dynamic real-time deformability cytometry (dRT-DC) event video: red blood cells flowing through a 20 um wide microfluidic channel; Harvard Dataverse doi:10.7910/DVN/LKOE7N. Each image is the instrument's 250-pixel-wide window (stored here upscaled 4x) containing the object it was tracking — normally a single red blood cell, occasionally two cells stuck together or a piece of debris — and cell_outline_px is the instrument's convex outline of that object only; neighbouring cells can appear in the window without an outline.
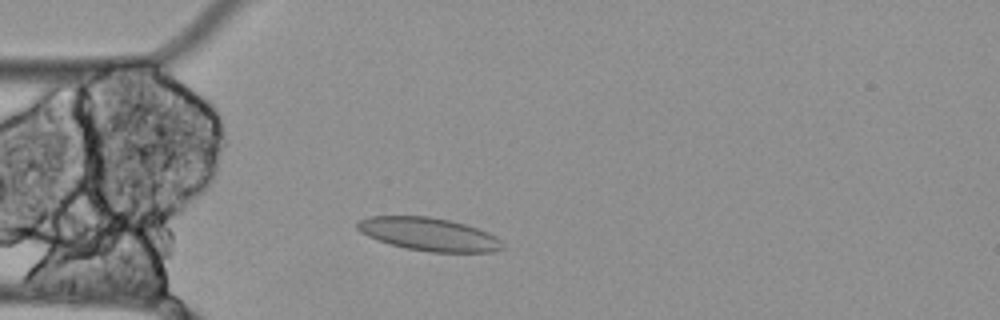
{"species": "Egyptian fruit bat (a non-hibernating species)", "species_latin": "Rousettus aegyptiacus", "temperature_condition": "cold", "stored_images_in_passage": 50, "camera_frame_rate_fps": 3000, "um_per_image_px": 0.085, "animal": {"sex": "female"}, "frame": {"image": 1, "passage_image": 7, "time_ms": 2.0, "image_size_px": [1000, 320], "cell_outline_px": [[504, 248], [492, 252], [428, 252], [408, 248], [392, 244], [368, 236], [360, 232], [356, 228], [356, 224], [360, 220], [372, 216], [428, 216], [448, 220], [464, 224], [488, 232], [496, 236], [504, 244]], "centroid_in_image_um": [36.48, 19.91], "position_along_channel_um": 48.5, "area_um2": 27.74}}
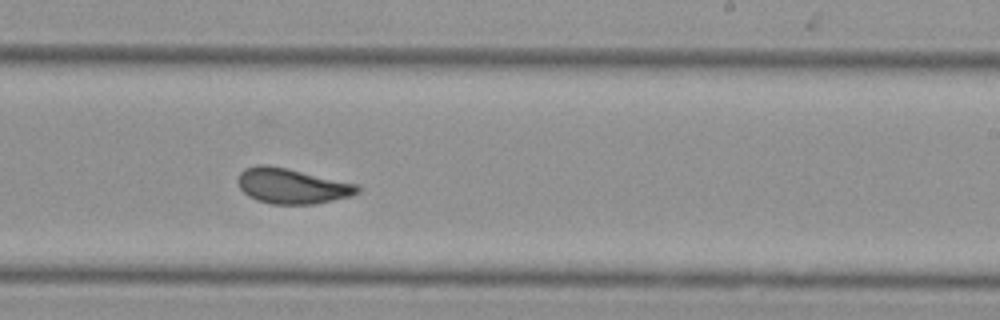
{"frame": {"image": 2, "passage_image": 26, "time_ms": 8.333, "image_size_px": [1000, 320], "cell_outline_px": [[360, 192], [352, 196], [316, 204], [272, 204], [256, 200], [248, 196], [240, 188], [236, 180], [240, 172], [244, 168], [256, 164], [268, 164], [360, 184]], "centroid_in_image_um": [24.82, 15.8], "position_along_channel_um": 264.2, "area_um2": 25.03}}
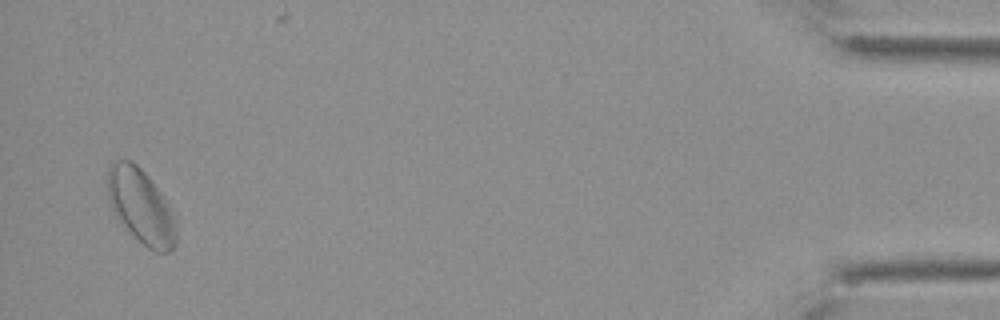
{"frame": {"image": 3, "passage_image": 47, "time_ms": 15.333, "image_size_px": [1000, 320], "cell_outline_px": [[176, 244], [168, 252], [156, 252], [148, 248], [116, 216], [112, 208], [108, 196], [108, 168], [112, 160], [128, 160], [136, 164], [148, 176], [160, 192], [172, 216], [176, 228]], "centroid_in_image_um": [11.96, 17.51], "position_along_channel_um": 423.2, "area_um2": 28.84}, "authors_computed_cell_mechanics": {"area_um2": 25.3453, "velocity_mm_per_s": 3.426, "shape_relaxation_time_tau1_ms": null, "shape_relaxation_time_tau2_ms": 2.7373, "deformation_change_tau1": null, "deformation_change_tau2": 0.086}}